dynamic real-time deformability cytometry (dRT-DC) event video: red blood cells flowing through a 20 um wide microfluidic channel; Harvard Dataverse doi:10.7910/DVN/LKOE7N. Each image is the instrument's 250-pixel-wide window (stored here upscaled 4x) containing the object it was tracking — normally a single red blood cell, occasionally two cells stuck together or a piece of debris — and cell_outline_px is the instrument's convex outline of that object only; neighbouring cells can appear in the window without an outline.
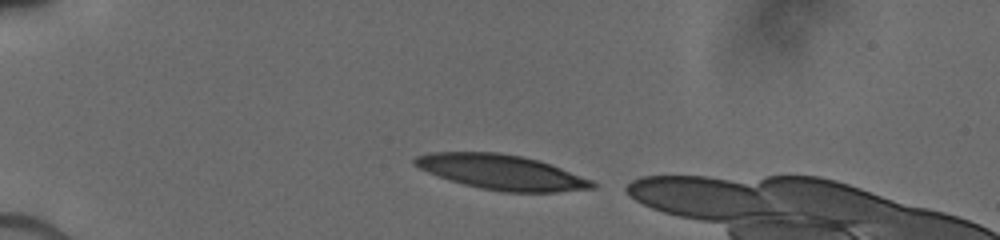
{"species": "human", "species_latin": "Homo sapiens", "temperature_condition": "cold", "stored_images_in_passage": 29, "camera_frame_rate_fps": 3000, "um_per_image_px": 0.085, "donor": {"sex": "male"}, "frame": {"image": 1, "passage_image": 1, "time_ms": 0.0, "image_size_px": [1000, 240], "cell_outline_px": [[600, 184], [596, 188], [556, 192], [504, 192], [480, 188], [448, 180], [428, 172], [412, 164], [412, 160], [416, 156], [432, 152], [496, 152], [520, 156], [540, 160], [592, 180]], "centroid_in_image_um": [42.65, 14.64], "position_along_channel_um": 42.4, "area_um2": 36.18}}
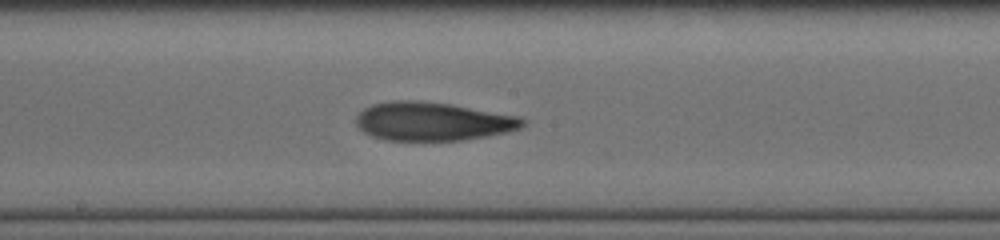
{"frame": {"image": 2, "passage_image": 13, "time_ms": 5.333, "image_size_px": [1000, 240], "cell_outline_px": [[524, 124], [520, 128], [508, 132], [488, 136], [460, 140], [384, 140], [372, 136], [364, 132], [356, 124], [356, 116], [364, 108], [372, 104], [392, 100], [420, 100], [448, 104], [520, 116], [524, 120]], "centroid_in_image_um": [36.76, 10.31], "position_along_channel_um": 211.4, "area_um2": 37.34}}
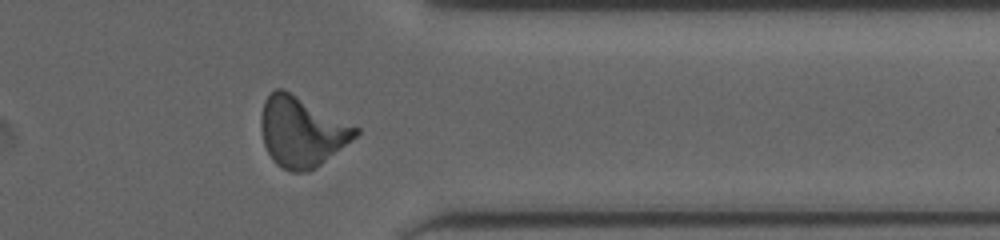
{"frame": {"image": 3, "passage_image": 24, "time_ms": 9.667, "image_size_px": [1000, 240], "cell_outline_px": [[360, 132], [352, 140], [320, 164], [308, 172], [292, 172], [276, 164], [272, 160], [264, 144], [260, 128], [260, 116], [264, 100], [276, 88], [284, 88], [360, 128]], "centroid_in_image_um": [25.62, 11.18], "position_along_channel_um": 385.8, "area_um2": 38.61}}